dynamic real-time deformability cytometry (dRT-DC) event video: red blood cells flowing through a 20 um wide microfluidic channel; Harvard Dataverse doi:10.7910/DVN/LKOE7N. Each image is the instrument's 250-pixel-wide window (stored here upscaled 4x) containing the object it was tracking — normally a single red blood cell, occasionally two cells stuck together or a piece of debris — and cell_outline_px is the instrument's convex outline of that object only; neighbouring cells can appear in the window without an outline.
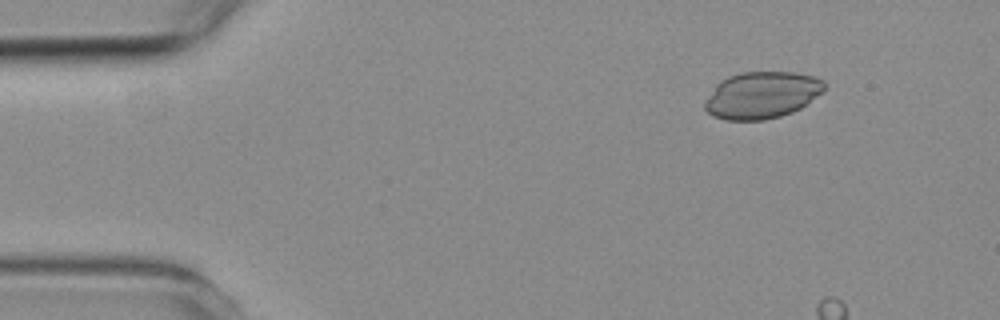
{"species": "common noctule bat (a hibernating species)", "species_latin": "Nyctalus noctula", "temperature_condition": "room temperature", "stored_images_in_passage": 4, "camera_frame_rate_fps": 3000, "um_per_image_px": 0.085, "animal": {"sex": "female", "body_mass_g": 19.3, "forearm_length_mm": 54.1}, "frame": {"image": 1, "passage_image": 1, "time_ms": 0.0, "image_size_px": [1000, 320], "cell_outline_px": [[824, 88], [820, 92], [800, 108], [792, 112], [780, 116], [764, 120], [728, 120], [712, 116], [704, 108], [704, 100], [716, 84], [720, 80], [728, 76], [744, 72], [796, 72], [812, 76], [824, 80]], "centroid_in_image_um": [64.7, 8.08], "position_along_channel_um": 20.3, "area_um2": 32.48}}